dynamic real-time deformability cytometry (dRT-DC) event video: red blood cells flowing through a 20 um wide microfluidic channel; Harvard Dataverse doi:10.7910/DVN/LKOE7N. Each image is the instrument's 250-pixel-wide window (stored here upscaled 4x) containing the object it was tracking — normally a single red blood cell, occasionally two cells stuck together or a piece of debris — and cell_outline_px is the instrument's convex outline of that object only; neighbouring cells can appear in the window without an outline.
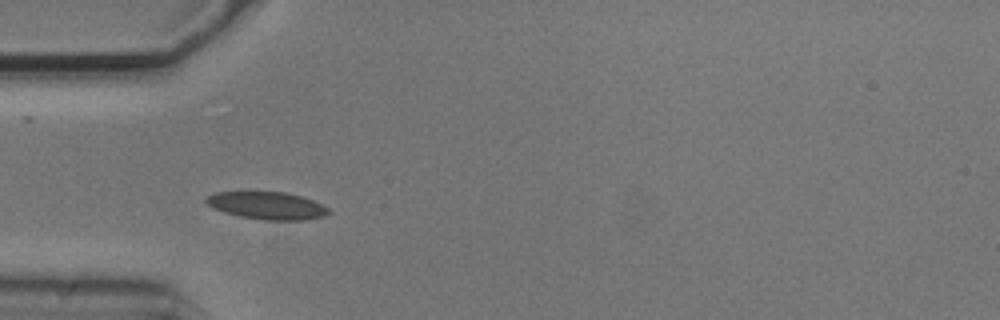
{"species": "common noctule bat (a hibernating species)", "species_latin": "Nyctalus noctula", "temperature_condition": "cold", "stored_images_in_passage": 39, "camera_frame_rate_fps": 3000, "um_per_image_px": 0.085, "animal": {"sex": "male", "body_mass_g": 20.5, "forearm_length_mm": 52.5}, "frame": {"image": 1, "passage_image": 1, "time_ms": 0.0, "image_size_px": [1000, 320], "cell_outline_px": [[332, 212], [324, 216], [304, 220], [264, 220], [240, 216], [224, 212], [212, 208], [204, 200], [208, 196], [216, 192], [284, 192], [300, 196], [312, 200], [328, 208]], "centroid_in_image_um": [22.7, 17.48], "position_along_channel_um": 62.3, "area_um2": 19.48}}
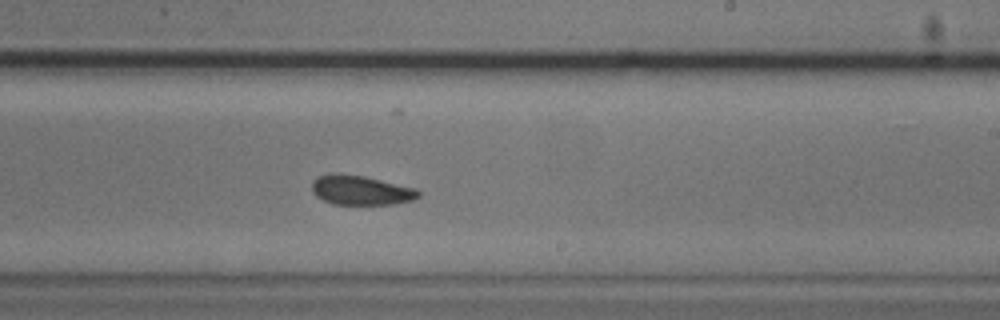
{"frame": {"image": 2, "passage_image": 17, "time_ms": 5.333, "image_size_px": [1000, 320], "cell_outline_px": [[420, 196], [412, 200], [392, 204], [332, 204], [316, 196], [312, 192], [312, 180], [320, 176], [364, 176], [416, 188], [420, 192]], "centroid_in_image_um": [30.72, 16.21], "position_along_channel_um": 258.3, "area_um2": 17.69}}
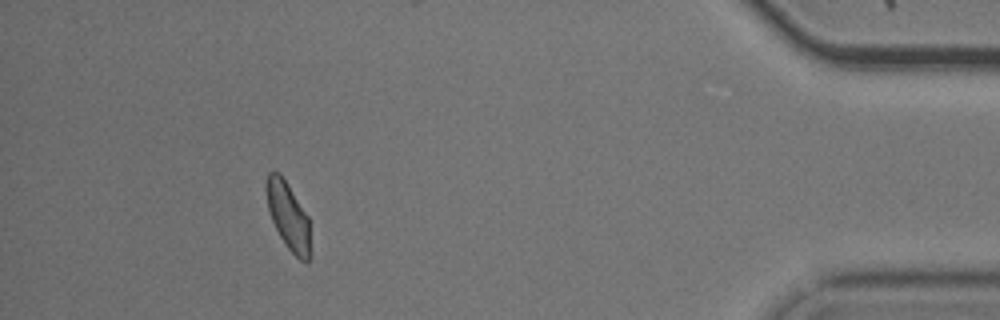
{"frame": {"image": 3, "passage_image": 34, "time_ms": 11.0, "image_size_px": [1000, 320], "cell_outline_px": [[312, 256], [308, 260], [300, 260], [284, 244], [272, 220], [268, 208], [264, 188], [264, 184], [268, 172], [280, 172], [288, 184], [308, 216], [312, 252]], "centroid_in_image_um": [24.5, 18.35], "position_along_channel_um": 410.7, "area_um2": 17.63}, "authors_computed_cell_mechanics": {"area_um2": 18.5538, "velocity_mm_per_s": 3.6956, "shape_relaxation_time_tau1_ms": 2.98, "shape_relaxation_time_tau2_ms": 2.1512, "deformation_change_tau1": 0.0979, "deformation_change_tau2": 0.0537}}